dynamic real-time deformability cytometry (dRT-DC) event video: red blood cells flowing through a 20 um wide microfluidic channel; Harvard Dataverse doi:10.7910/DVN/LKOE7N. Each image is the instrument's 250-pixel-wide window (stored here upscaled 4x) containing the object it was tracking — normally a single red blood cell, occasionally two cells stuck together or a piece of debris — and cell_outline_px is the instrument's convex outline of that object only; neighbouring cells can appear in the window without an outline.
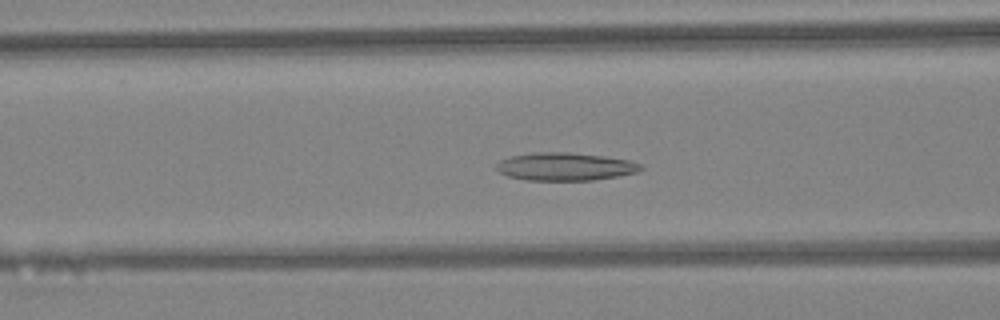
{"species": "Egyptian fruit bat (a non-hibernating species)", "species_latin": "Rousettus aegyptiacus", "temperature_condition": "warm", "stored_images_in_passage": 28, "camera_frame_rate_fps": 3000, "um_per_image_px": 0.085, "animal": {"sex": "female"}, "frame": {"image": 1, "passage_image": 7, "time_ms": 2.0, "image_size_px": [1000, 320], "cell_outline_px": [[644, 168], [636, 172], [616, 176], [592, 180], [528, 180], [508, 176], [500, 172], [496, 168], [496, 164], [500, 160], [512, 156], [536, 152], [568, 152], [604, 156], [628, 160], [640, 164]], "centroid_in_image_um": [48.02, 14.15], "position_along_channel_um": 118.6, "area_um2": 23.24}}
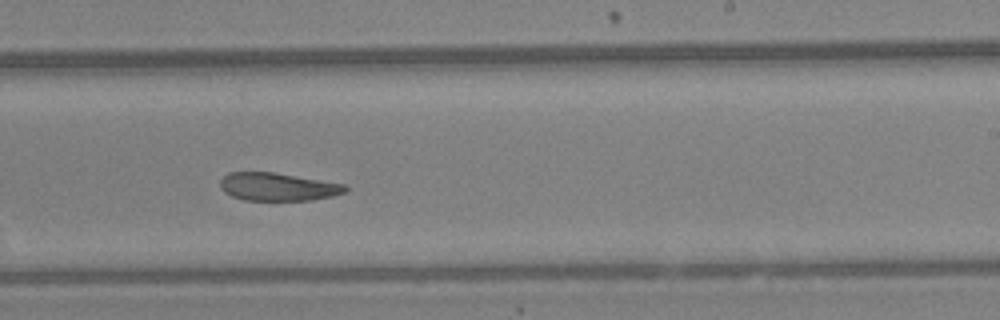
{"frame": {"image": 2, "passage_image": 17, "time_ms": 5.333, "image_size_px": [1000, 320], "cell_outline_px": [[348, 188], [344, 192], [332, 196], [312, 200], [244, 200], [232, 196], [224, 192], [220, 188], [220, 180], [228, 172], [272, 172], [344, 184]], "centroid_in_image_um": [23.57, 15.88], "position_along_channel_um": 265.4, "area_um2": 20.23}}
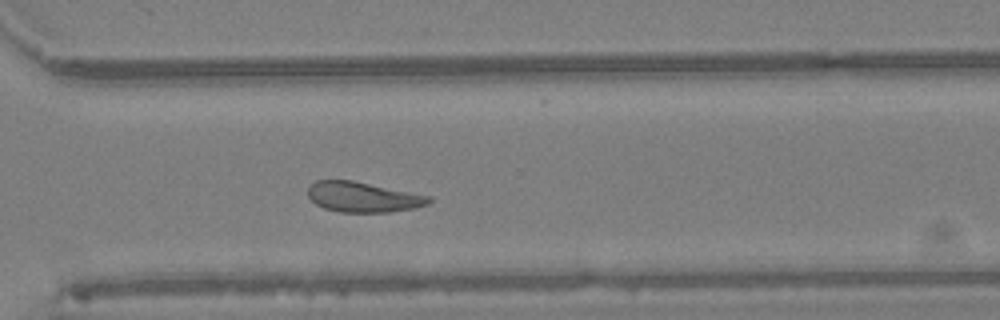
{"frame": {"image": 3, "passage_image": 22, "time_ms": 7.0, "image_size_px": [1000, 320], "cell_outline_px": [[432, 200], [428, 204], [416, 208], [388, 212], [340, 212], [324, 208], [316, 204], [308, 196], [308, 184], [316, 180], [352, 180], [432, 196]], "centroid_in_image_um": [30.86, 16.74], "position_along_channel_um": 339.7, "area_um2": 21.44}, "authors_computed_cell_mechanics": {"area_um2": 21.9062, "velocity_mm_per_s": 4.4335, "shape_relaxation_time_tau1_ms": null, "shape_relaxation_time_tau2_ms": 7.8274, "deformation_change_tau1": null, "deformation_change_tau2": 0.1893}}